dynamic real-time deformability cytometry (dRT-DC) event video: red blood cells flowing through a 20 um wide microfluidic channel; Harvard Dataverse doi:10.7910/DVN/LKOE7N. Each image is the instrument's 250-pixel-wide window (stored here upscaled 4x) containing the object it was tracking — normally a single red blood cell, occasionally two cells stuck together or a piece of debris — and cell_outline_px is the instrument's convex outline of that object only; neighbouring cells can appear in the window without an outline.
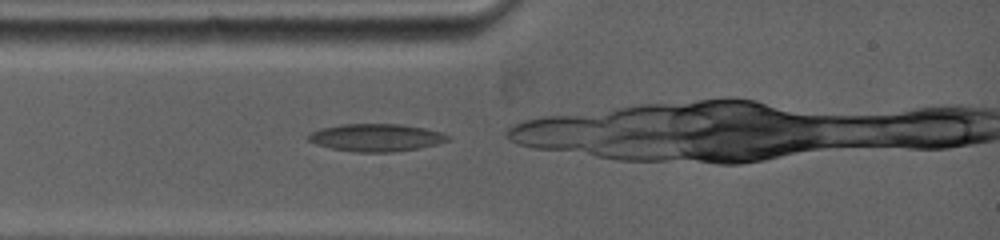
{"species": "common noctule bat (a hibernating species)", "species_latin": "Nyctalus noctula", "temperature_condition": "warm", "stored_images_in_passage": 2, "camera_frame_rate_fps": 5000, "um_per_image_px": 0.085, "animal": {"sex": "female", "body_mass_g": 19.0, "forearm_length_mm": 53.3}, "frame": {"image": 1, "passage_image": 1, "time_ms": 0.0, "image_size_px": [1000, 240], "cell_outline_px": [[448, 140], [416, 148], [388, 152], [364, 152], [332, 148], [308, 140], [308, 136], [312, 132], [320, 128], [340, 124], [400, 124], [424, 128], [440, 132], [448, 136]], "centroid_in_image_um": [31.93, 11.67], "position_along_channel_um": 53.1, "area_um2": 21.68}}